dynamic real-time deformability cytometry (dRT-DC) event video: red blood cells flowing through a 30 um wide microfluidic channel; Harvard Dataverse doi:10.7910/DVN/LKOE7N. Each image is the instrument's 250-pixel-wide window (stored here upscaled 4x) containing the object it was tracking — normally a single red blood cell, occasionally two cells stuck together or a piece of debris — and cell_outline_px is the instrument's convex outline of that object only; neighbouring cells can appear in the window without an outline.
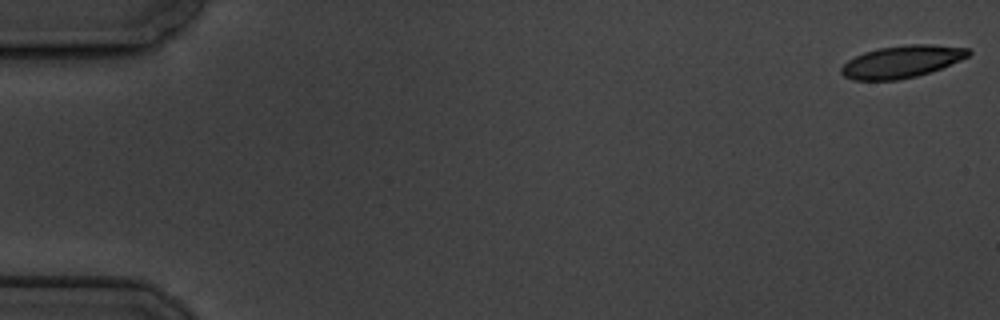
{"species": "common noctule bat (a hibernating species)", "species_latin": "Nyctalus noctula", "temperature_condition": "cold", "stored_images_in_passage": 6, "camera_frame_rate_fps": 3000, "um_per_image_px": 0.085, "animal": {"sex": "male", "body_mass_g": 19.5, "forearm_length_mm": 54.6}, "frame": {"image": 1, "passage_image": 1, "time_ms": 0.0, "image_size_px": [1000, 320], "cell_outline_px": [[972, 52], [968, 56], [960, 60], [940, 68], [916, 76], [896, 80], [852, 80], [844, 76], [840, 72], [840, 68], [848, 60], [864, 52], [880, 48], [908, 44], [932, 44], [968, 48]], "centroid_in_image_um": [76.63, 5.23], "position_along_channel_um": 8.4, "area_um2": 23.7}}
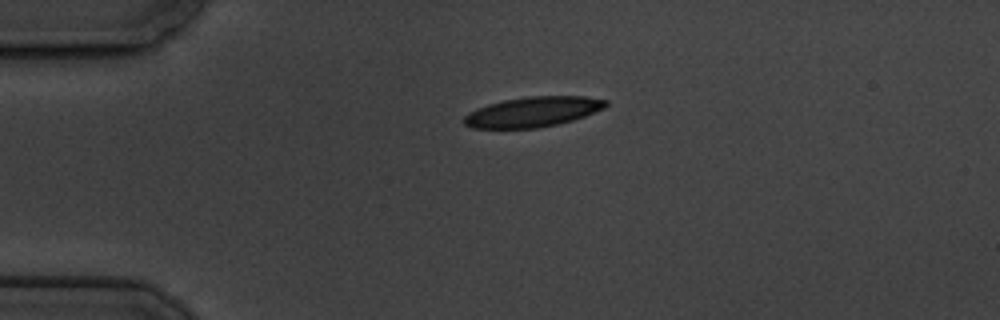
{"frame": {"image": 2, "passage_image": 5, "time_ms": 4.333, "image_size_px": [1000, 320], "cell_outline_px": [[608, 104], [604, 108], [584, 116], [572, 120], [556, 124], [536, 128], [472, 128], [464, 124], [464, 116], [468, 112], [476, 108], [488, 104], [504, 100], [528, 96], [584, 96], [608, 100]], "centroid_in_image_um": [45.27, 9.5], "position_along_channel_um": 39.7, "area_um2": 24.8}}